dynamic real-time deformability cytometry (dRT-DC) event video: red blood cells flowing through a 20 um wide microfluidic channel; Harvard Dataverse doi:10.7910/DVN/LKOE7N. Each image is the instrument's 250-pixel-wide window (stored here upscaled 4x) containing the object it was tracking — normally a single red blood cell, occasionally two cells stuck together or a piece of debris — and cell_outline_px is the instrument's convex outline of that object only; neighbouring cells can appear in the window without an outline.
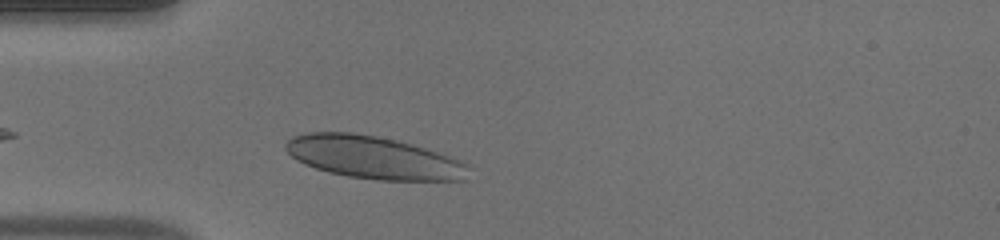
{"species": "human", "species_latin": "Homo sapiens", "temperature_condition": "warm", "stored_images_in_passage": 33, "camera_frame_rate_fps": 3000, "um_per_image_px": 0.085, "donor": {"sex": "male"}, "frame": {"image": 1, "passage_image": 3, "time_ms": 0.667, "image_size_px": [1000, 240], "cell_outline_px": [[468, 180], [376, 180], [348, 176], [328, 172], [304, 164], [296, 160], [284, 148], [284, 144], [292, 136], [308, 132], [352, 132], [376, 136], [396, 140], [424, 148], [464, 160], [468, 164]], "centroid_in_image_um": [31.75, 13.39], "position_along_channel_um": 53.3, "area_um2": 45.6}}
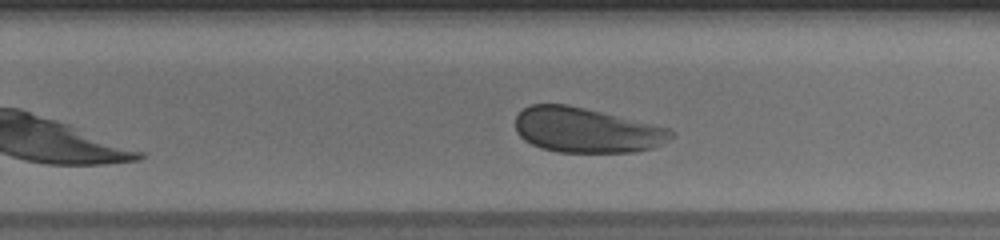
{"frame": {"image": 2, "passage_image": 20, "time_ms": 6.333, "image_size_px": [1000, 240], "cell_outline_px": [[676, 132], [672, 136], [660, 144], [652, 148], [636, 152], [556, 152], [540, 148], [524, 140], [516, 132], [516, 116], [524, 108], [532, 104], [568, 104], [652, 124], [668, 128]], "centroid_in_image_um": [49.8, 11.07], "position_along_channel_um": 280.0, "area_um2": 40.58}}
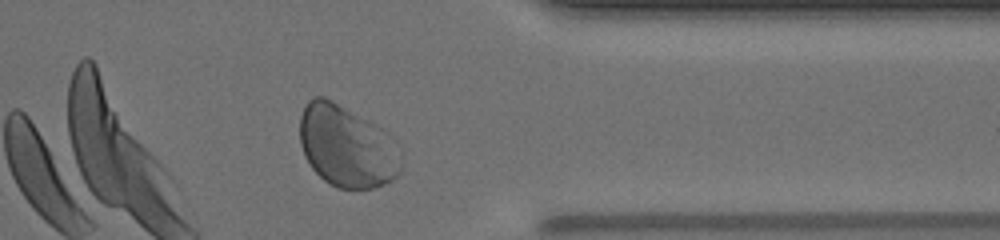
{"frame": {"image": 3, "passage_image": 28, "time_ms": 9.0, "image_size_px": [1000, 240], "cell_outline_px": [[400, 172], [392, 180], [384, 184], [372, 188], [340, 188], [324, 180], [312, 168], [304, 156], [300, 144], [300, 116], [304, 104], [312, 96], [324, 96], [332, 100], [360, 120], [400, 168]], "centroid_in_image_um": [29.14, 12.5], "position_along_channel_um": 382.3, "area_um2": 43.52}, "authors_computed_cell_mechanics": {"area_um2": 42.0206, "velocity_mm_per_s": 4.1588, "shape_relaxation_time_tau1_ms": 6.6809, "shape_relaxation_time_tau2_ms": null, "deformation_change_tau1": 0.1268, "deformation_change_tau2": null}}